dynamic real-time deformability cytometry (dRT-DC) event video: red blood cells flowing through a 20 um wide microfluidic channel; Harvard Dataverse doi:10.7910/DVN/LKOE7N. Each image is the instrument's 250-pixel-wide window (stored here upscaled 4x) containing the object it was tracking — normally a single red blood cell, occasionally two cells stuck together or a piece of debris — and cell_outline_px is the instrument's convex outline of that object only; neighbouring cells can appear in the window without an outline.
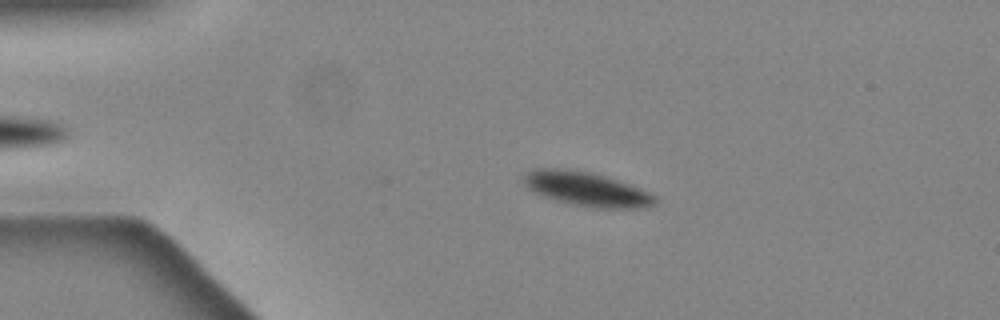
{"species": "common noctule bat (a hibernating species)", "species_latin": "Nyctalus noctula", "temperature_condition": "cold", "stored_images_in_passage": 18, "camera_frame_rate_fps": 3000, "um_per_image_px": 0.085, "animal": {"sex": "male", "body_mass_g": 19.2, "forearm_length_mm": 51.8}, "frame": {"image": 1, "passage_image": 6, "time_ms": 1.667, "image_size_px": [1000, 320], "cell_outline_px": [[656, 204], [648, 208], [596, 208], [556, 200], [544, 196], [528, 188], [524, 184], [524, 172], [532, 168], [564, 168], [592, 172], [628, 184], [648, 192], [656, 196]], "centroid_in_image_um": [49.85, 16.06], "position_along_channel_um": 35.1, "area_um2": 26.01}}
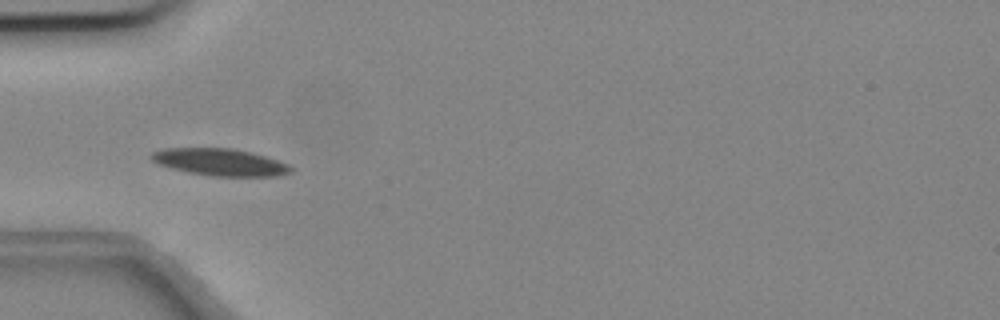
{"frame": {"image": 2, "passage_image": 12, "time_ms": 3.667, "image_size_px": [1000, 320], "cell_outline_px": [[292, 172], [276, 176], [212, 176], [188, 172], [172, 168], [160, 164], [152, 160], [148, 156], [152, 152], [160, 148], [232, 148], [264, 156], [288, 164], [292, 168]], "centroid_in_image_um": [18.66, 13.78], "position_along_channel_um": 66.3, "area_um2": 21.85}}